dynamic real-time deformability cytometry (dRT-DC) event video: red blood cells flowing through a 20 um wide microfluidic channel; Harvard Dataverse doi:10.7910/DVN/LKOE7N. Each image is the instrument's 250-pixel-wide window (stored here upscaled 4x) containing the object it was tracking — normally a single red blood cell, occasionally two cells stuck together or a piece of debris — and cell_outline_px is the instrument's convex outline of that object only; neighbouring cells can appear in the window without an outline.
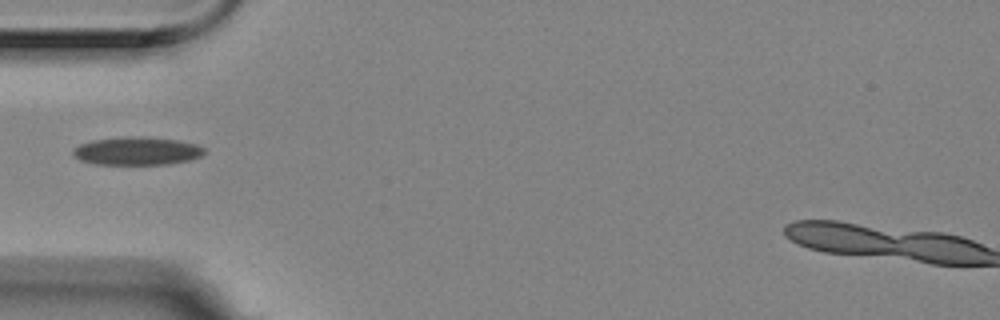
{"species": "Egyptian fruit bat (a non-hibernating species)", "species_latin": "Rousettus aegyptiacus", "temperature_condition": "room temperature", "stored_images_in_passage": 12, "camera_frame_rate_fps": 3000, "um_per_image_px": 0.085, "animal": {"sex": "female"}, "frame": {"image": 1, "passage_image": 2, "time_ms": 0.333, "image_size_px": [1000, 320], "cell_outline_px": [[204, 152], [200, 156], [192, 160], [168, 164], [96, 164], [80, 160], [72, 152], [72, 148], [80, 144], [92, 140], [120, 136], [144, 136], [176, 140], [196, 144], [204, 148]], "centroid_in_image_um": [11.63, 12.82], "position_along_channel_um": 73.4, "area_um2": 21.62}}
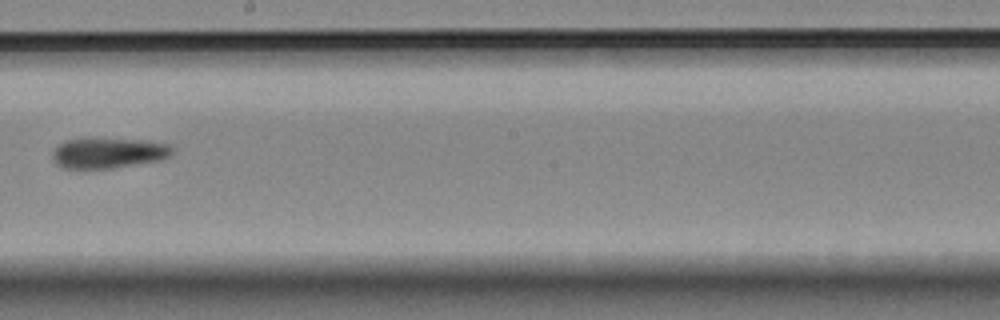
{"frame": {"image": 2, "passage_image": 6, "time_ms": 1.667, "image_size_px": [1000, 320], "cell_outline_px": [[172, 156], [160, 160], [112, 168], [60, 168], [52, 160], [52, 152], [64, 140], [80, 136], [88, 136], [144, 140], [168, 144], [172, 148]], "centroid_in_image_um": [9.15, 12.96], "position_along_channel_um": 239.0, "area_um2": 22.02}}
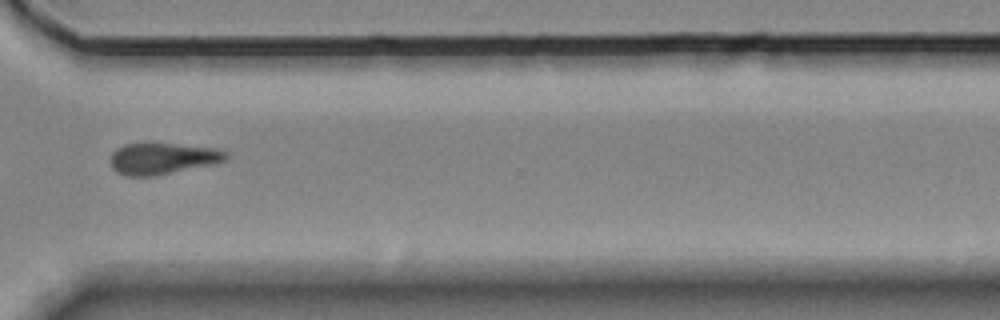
{"frame": {"image": 3, "passage_image": 9, "time_ms": 2.667, "image_size_px": [1000, 320], "cell_outline_px": [[228, 156], [224, 160], [212, 164], [156, 176], [128, 176], [116, 172], [112, 168], [112, 152], [116, 148], [124, 144], [172, 144], [216, 148], [228, 152]], "centroid_in_image_um": [13.81, 13.48], "position_along_channel_um": 356.8, "area_um2": 20.87}}